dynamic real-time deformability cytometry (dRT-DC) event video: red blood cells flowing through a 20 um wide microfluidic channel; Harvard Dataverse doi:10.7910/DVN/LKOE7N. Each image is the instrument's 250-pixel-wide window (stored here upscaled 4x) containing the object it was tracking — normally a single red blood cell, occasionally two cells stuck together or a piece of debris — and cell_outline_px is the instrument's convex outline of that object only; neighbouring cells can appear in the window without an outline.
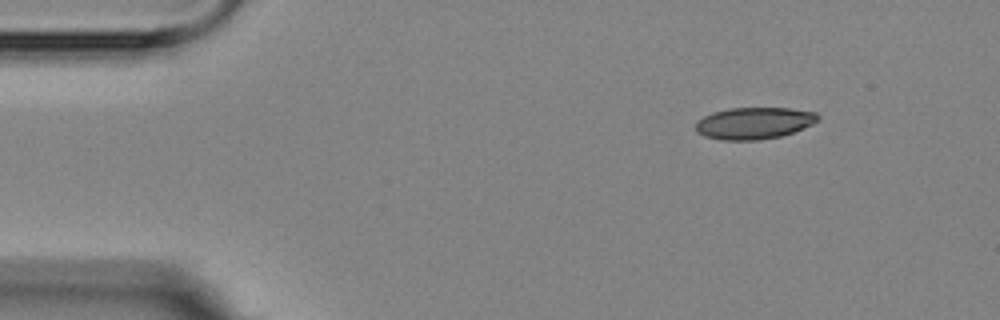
{"species": "Egyptian fruit bat (a non-hibernating species)", "species_latin": "Rousettus aegyptiacus", "temperature_condition": "room temperature", "stored_images_in_passage": 14, "camera_frame_rate_fps": 3000, "um_per_image_px": 0.085, "animal": {"sex": "female"}, "frame": {"image": 1, "passage_image": 1, "time_ms": 0.0, "image_size_px": [1000, 320], "cell_outline_px": [[820, 120], [812, 124], [792, 132], [780, 136], [760, 140], [720, 140], [704, 136], [696, 132], [696, 120], [712, 112], [728, 108], [792, 108], [816, 112], [820, 116]], "centroid_in_image_um": [64.08, 10.46], "position_along_channel_um": 20.9, "area_um2": 22.83}}
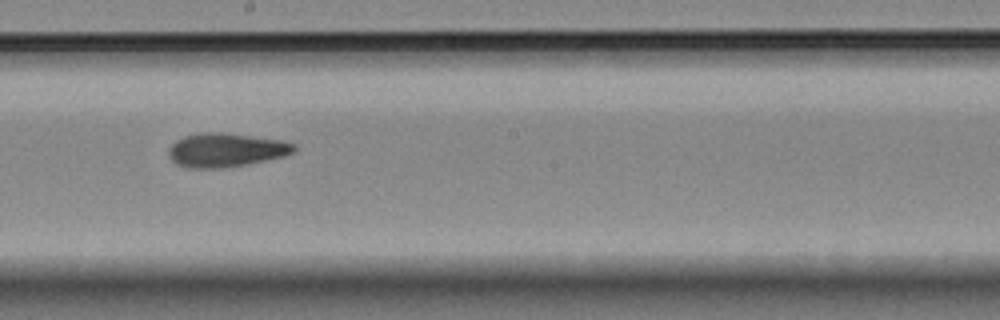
{"frame": {"image": 2, "passage_image": 8, "time_ms": 8.0, "image_size_px": [1000, 320], "cell_outline_px": [[296, 148], [292, 152], [284, 156], [248, 164], [220, 168], [188, 168], [176, 164], [168, 156], [168, 148], [176, 140], [184, 136], [200, 132], [224, 132], [280, 140], [296, 144]], "centroid_in_image_um": [19.16, 12.75], "position_along_channel_um": 229.0, "area_um2": 24.8}}
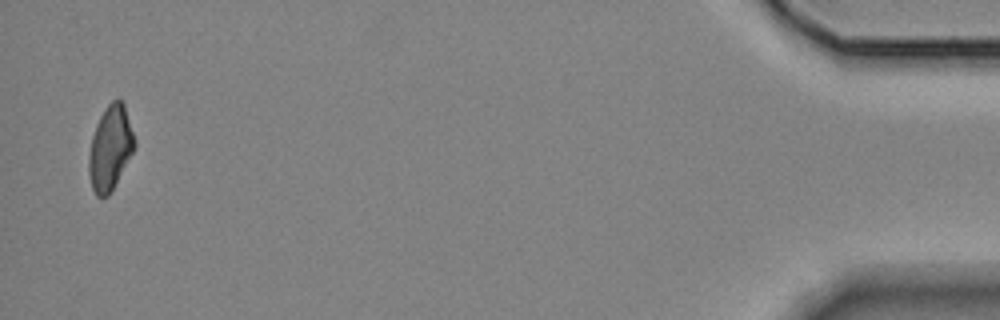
{"frame": {"image": 3, "passage_image": 14, "time_ms": 16.0, "image_size_px": [1000, 320], "cell_outline_px": [[136, 144], [132, 152], [108, 196], [96, 196], [92, 188], [88, 172], [88, 156], [92, 136], [96, 124], [100, 116], [108, 104], [112, 100], [120, 100], [124, 104], [136, 140]], "centroid_in_image_um": [9.35, 12.56], "position_along_channel_um": 425.8, "area_um2": 22.14}, "authors_computed_cell_mechanics": {"area_um2": 23.9292, "velocity_mm_per_s": 3.5554, "shape_relaxation_time_tau1_ms": 7.174, "shape_relaxation_time_tau2_ms": 5.384, "deformation_change_tau1": 0.1667, "deformation_change_tau2": 0.1107}}